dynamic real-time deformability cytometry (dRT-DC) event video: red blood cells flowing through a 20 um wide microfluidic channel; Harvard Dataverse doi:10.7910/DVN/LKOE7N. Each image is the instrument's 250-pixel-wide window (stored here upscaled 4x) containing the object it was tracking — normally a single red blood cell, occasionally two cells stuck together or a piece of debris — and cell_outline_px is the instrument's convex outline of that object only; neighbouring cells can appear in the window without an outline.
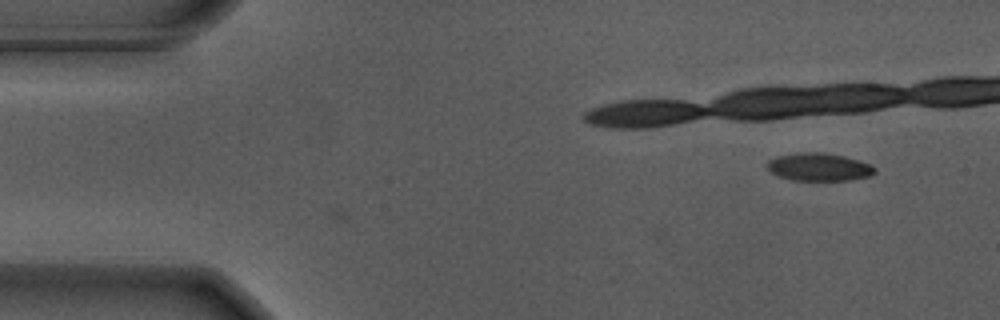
{"species": "Egyptian fruit bat (a non-hibernating species)", "species_latin": "Rousettus aegyptiacus", "temperature_condition": "warm", "stored_images_in_passage": 2, "camera_frame_rate_fps": 3000, "um_per_image_px": 0.085, "animal": {"sex": "male"}, "frame": {"image": 1, "passage_image": 2, "time_ms": 0.333, "image_size_px": [1000, 320], "cell_outline_px": [[876, 172], [868, 176], [852, 180], [792, 180], [780, 176], [772, 172], [768, 168], [768, 160], [776, 156], [808, 152], [816, 152], [844, 156], [860, 160], [876, 168]], "centroid_in_image_um": [69.64, 14.2], "position_along_channel_um": 15.4, "area_um2": 17.17}}